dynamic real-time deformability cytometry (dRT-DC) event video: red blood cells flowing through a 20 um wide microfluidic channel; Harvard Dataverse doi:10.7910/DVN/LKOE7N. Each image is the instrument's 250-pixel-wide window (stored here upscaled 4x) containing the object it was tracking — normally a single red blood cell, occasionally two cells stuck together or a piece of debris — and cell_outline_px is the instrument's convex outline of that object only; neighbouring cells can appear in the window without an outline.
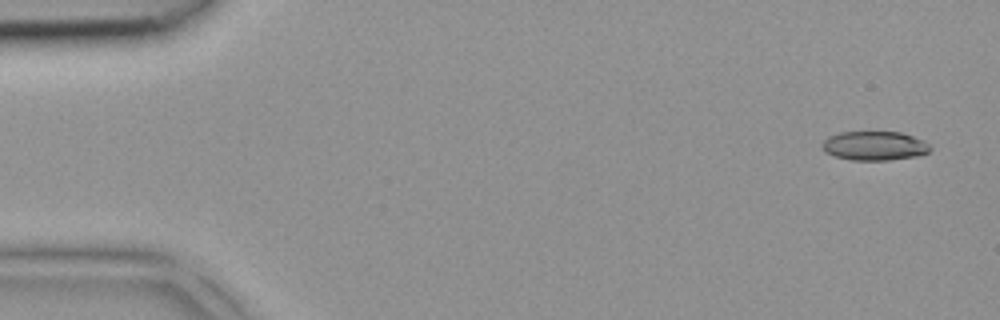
{"species": "common noctule bat (a hibernating species)", "species_latin": "Nyctalus noctula", "temperature_condition": "room temperature", "stored_images_in_passage": 40, "camera_frame_rate_fps": 3000, "um_per_image_px": 0.085, "animal": {"sex": "female", "body_mass_g": 18.4}, "frame": {"image": 1, "passage_image": 2, "time_ms": 0.333, "image_size_px": [1000, 320], "cell_outline_px": [[932, 148], [928, 152], [916, 156], [888, 160], [852, 160], [836, 156], [824, 152], [820, 148], [820, 144], [828, 136], [840, 132], [900, 132], [924, 140]], "centroid_in_image_um": [74.29, 12.39], "position_along_channel_um": 10.7, "area_um2": 18.38}}
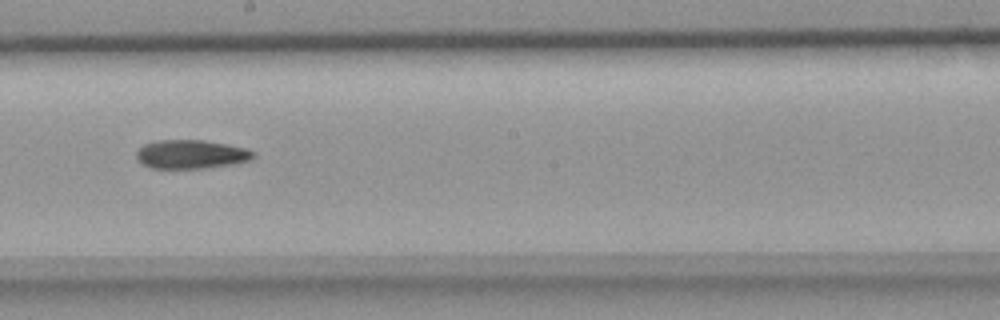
{"frame": {"image": 2, "passage_image": 24, "time_ms": 7.667, "image_size_px": [1000, 320], "cell_outline_px": [[256, 156], [252, 160], [232, 164], [204, 168], [152, 168], [136, 160], [136, 152], [144, 144], [156, 140], [204, 140], [228, 144], [244, 148], [256, 152]], "centroid_in_image_um": [16.26, 13.11], "position_along_channel_um": 231.9, "area_um2": 19.71}}
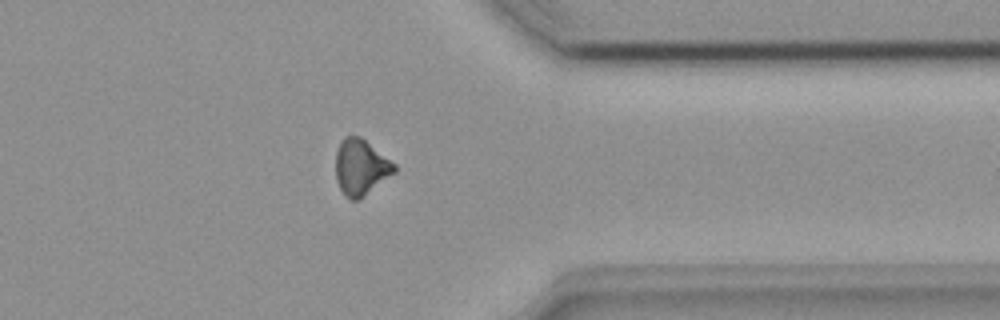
{"frame": {"image": 3, "passage_image": 34, "time_ms": 11.0, "image_size_px": [1000, 320], "cell_outline_px": [[396, 172], [360, 200], [352, 200], [344, 196], [336, 180], [336, 152], [340, 140], [344, 136], [360, 136], [396, 164]], "centroid_in_image_um": [30.67, 14.23], "position_along_channel_um": 380.7, "area_um2": 19.31}}